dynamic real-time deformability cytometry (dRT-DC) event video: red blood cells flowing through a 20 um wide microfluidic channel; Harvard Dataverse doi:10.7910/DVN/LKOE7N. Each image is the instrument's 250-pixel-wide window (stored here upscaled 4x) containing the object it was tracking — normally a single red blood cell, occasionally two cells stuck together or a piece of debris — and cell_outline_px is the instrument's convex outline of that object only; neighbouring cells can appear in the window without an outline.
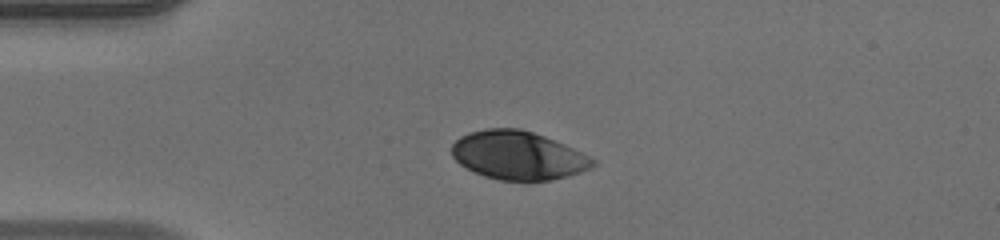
{"species": "human", "species_latin": "Homo sapiens", "temperature_condition": "warm", "stored_images_in_passage": 40, "camera_frame_rate_fps": 3000, "um_per_image_px": 0.085, "donor": {"sex": "male"}, "frame": {"image": 1, "passage_image": 1, "time_ms": 0.0, "image_size_px": [1000, 240], "cell_outline_px": [[596, 164], [592, 168], [580, 172], [548, 180], [500, 180], [484, 176], [460, 164], [452, 156], [452, 144], [460, 136], [468, 132], [484, 128], [520, 128], [544, 136], [572, 148], [596, 160]], "centroid_in_image_um": [44.01, 13.19], "position_along_channel_um": 41.0, "area_um2": 39.48}}
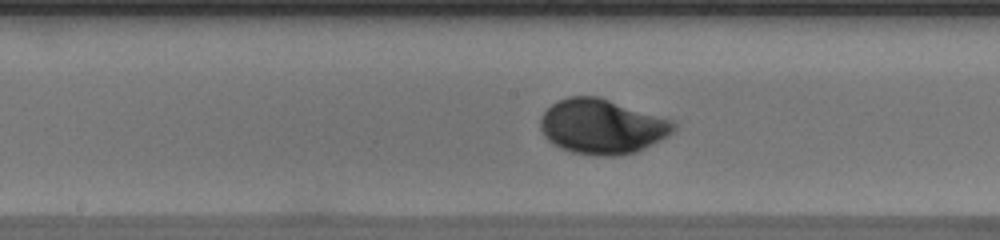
{"frame": {"image": 2, "passage_image": 15, "time_ms": 4.667, "image_size_px": [1000, 240], "cell_outline_px": [[676, 128], [668, 136], [636, 152], [620, 156], [592, 156], [572, 152], [560, 148], [552, 144], [544, 136], [540, 128], [540, 116], [552, 104], [568, 96], [596, 96], [672, 120], [676, 124]], "centroid_in_image_um": [51.14, 10.78], "position_along_channel_um": 197.1, "area_um2": 42.54}}
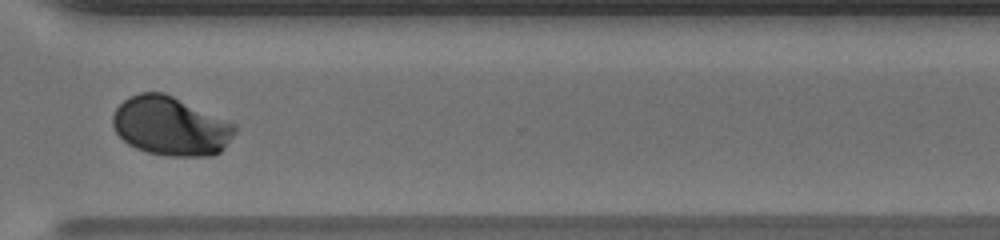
{"frame": {"image": 3, "passage_image": 27, "time_ms": 8.667, "image_size_px": [1000, 240], "cell_outline_px": [[236, 132], [224, 148], [220, 152], [212, 156], [168, 156], [148, 152], [136, 148], [128, 144], [116, 132], [112, 124], [112, 116], [116, 108], [128, 96], [140, 92], [164, 92], [236, 124]], "centroid_in_image_um": [14.5, 10.72], "position_along_channel_um": 356.1, "area_um2": 41.96}, "authors_computed_cell_mechanics": {"area_um2": 40.7201, "velocity_mm_per_s": 3.973, "shape_relaxation_time_tau1_ms": 2.7622, "shape_relaxation_time_tau2_ms": null, "deformation_change_tau1": 0.154, "deformation_change_tau2": null}}